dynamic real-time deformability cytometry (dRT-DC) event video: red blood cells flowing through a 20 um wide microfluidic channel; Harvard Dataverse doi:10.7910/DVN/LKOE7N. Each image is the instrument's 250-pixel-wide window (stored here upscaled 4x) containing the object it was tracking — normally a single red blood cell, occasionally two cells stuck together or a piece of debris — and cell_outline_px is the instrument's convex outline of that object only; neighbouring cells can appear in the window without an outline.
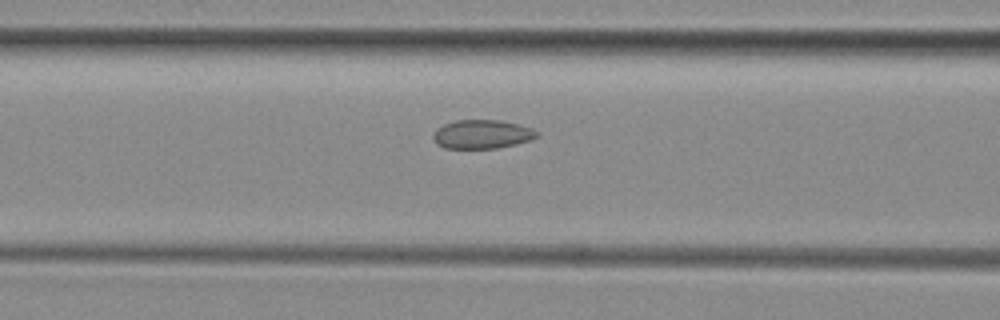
{"species": "common noctule bat (a hibernating species)", "species_latin": "Nyctalus noctula", "temperature_condition": "room temperature", "stored_images_in_passage": 17, "camera_frame_rate_fps": 3000, "um_per_image_px": 0.085, "animal": {"sex": "female", "body_mass_g": 29.2, "forearm_length_mm": 56.3}, "frame": {"image": 1, "passage_image": 10, "time_ms": 3.0, "image_size_px": [1000, 320], "cell_outline_px": [[540, 136], [516, 144], [496, 148], [444, 148], [436, 144], [432, 136], [436, 128], [444, 124], [456, 120], [500, 120], [532, 128], [540, 132]], "centroid_in_image_um": [40.96, 11.41], "position_along_channel_um": 125.6, "area_um2": 17.46}}
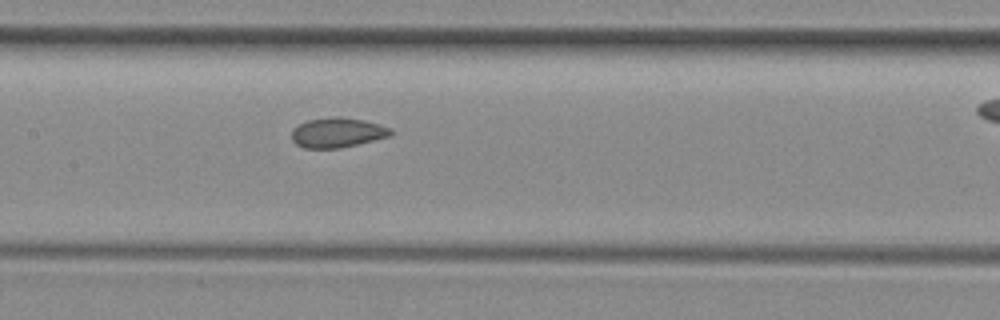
{"frame": {"image": 2, "passage_image": 14, "time_ms": 4.333, "image_size_px": [1000, 320], "cell_outline_px": [[392, 132], [388, 136], [340, 148], [304, 148], [296, 144], [292, 140], [292, 128], [308, 120], [332, 116], [340, 116], [364, 120], [392, 128]], "centroid_in_image_um": [28.64, 11.26], "position_along_channel_um": 178.8, "area_um2": 17.11}}
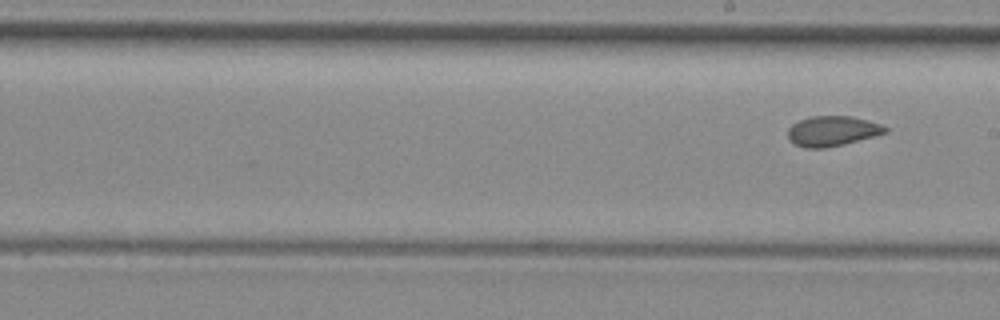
{"frame": {"image": 3, "passage_image": 17, "time_ms": 5.333, "image_size_px": [1000, 320], "cell_outline_px": [[888, 132], [844, 144], [824, 148], [804, 148], [796, 144], [788, 136], [788, 128], [792, 124], [800, 120], [812, 116], [852, 116], [868, 120], [880, 124], [888, 128]], "centroid_in_image_um": [70.76, 11.13], "position_along_channel_um": 218.2, "area_um2": 16.94}}